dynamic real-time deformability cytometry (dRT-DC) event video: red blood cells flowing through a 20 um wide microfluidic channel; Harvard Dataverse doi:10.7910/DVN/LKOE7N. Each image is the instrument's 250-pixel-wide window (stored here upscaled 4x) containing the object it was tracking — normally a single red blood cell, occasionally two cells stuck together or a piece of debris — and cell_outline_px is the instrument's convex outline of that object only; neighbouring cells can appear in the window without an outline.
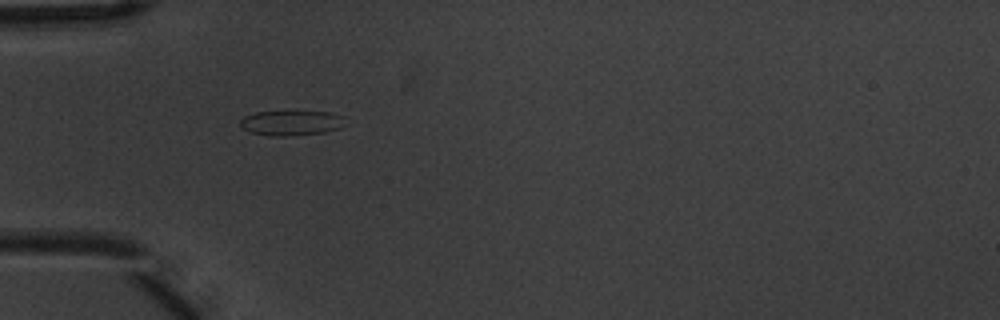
{"species": "common noctule bat (a hibernating species)", "species_latin": "Nyctalus noctula", "temperature_condition": "warm", "stored_images_in_passage": 2, "camera_frame_rate_fps": 3000, "um_per_image_px": 0.085, "animal": {"sex": "male", "body_mass_g": 20.1, "forearm_length_mm": 53.5}, "frame": {"image": 1, "passage_image": 1, "time_ms": 0.0, "image_size_px": [1000, 320], "cell_outline_px": [[344, 116], [340, 128], [324, 132], [284, 136], [268, 136], [248, 132], [240, 124], [240, 120], [244, 116], [256, 112], [328, 112]], "centroid_in_image_um": [24.7, 10.46], "position_along_channel_um": 60.3, "area_um2": 15.03}}
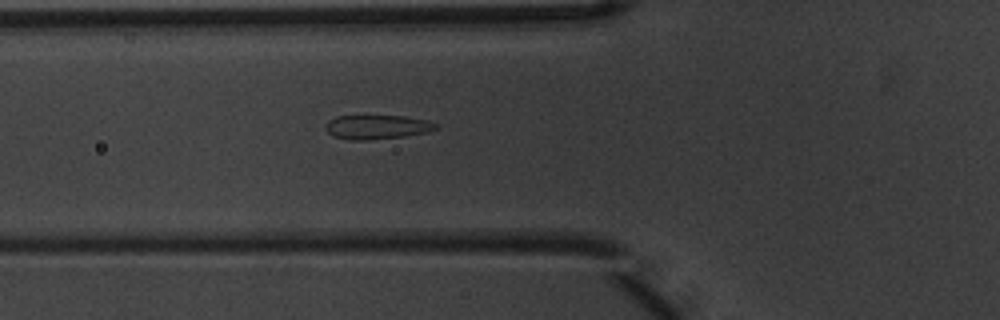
{"frame": {"image": 2, "passage_image": 2, "time_ms": 0.333, "image_size_px": [1000, 320], "cell_outline_px": [[440, 128], [428, 132], [404, 136], [364, 140], [348, 140], [332, 136], [324, 128], [328, 120], [336, 116], [404, 116], [428, 120], [436, 124]], "centroid_in_image_um": [32.04, 10.79], "position_along_channel_um": 93.8, "area_um2": 15.61}}